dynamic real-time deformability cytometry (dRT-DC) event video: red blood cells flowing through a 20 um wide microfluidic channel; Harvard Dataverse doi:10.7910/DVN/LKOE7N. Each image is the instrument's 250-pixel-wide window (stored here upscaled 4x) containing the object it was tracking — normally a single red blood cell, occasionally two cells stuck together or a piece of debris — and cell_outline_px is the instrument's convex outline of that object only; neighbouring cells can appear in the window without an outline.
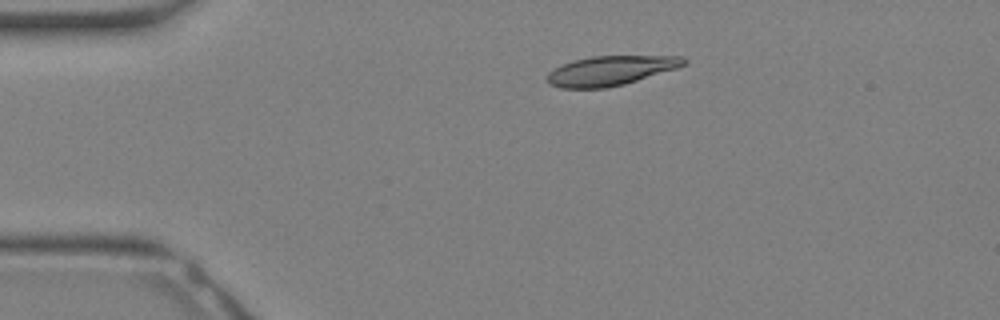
{"species": "Egyptian fruit bat (a non-hibernating species)", "species_latin": "Rousettus aegyptiacus", "temperature_condition": "warm", "stored_images_in_passage": 27, "camera_frame_rate_fps": 3000, "um_per_image_px": 0.085, "animal": {"sex": "female"}, "frame": {"image": 1, "passage_image": 1, "time_ms": 0.0, "image_size_px": [1000, 320], "cell_outline_px": [[688, 60], [684, 64], [676, 68], [624, 84], [608, 88], [560, 88], [548, 84], [548, 72], [564, 64], [576, 60], [592, 56], [684, 56]], "centroid_in_image_um": [51.9, 6.01], "position_along_channel_um": 33.1, "area_um2": 23.24}}
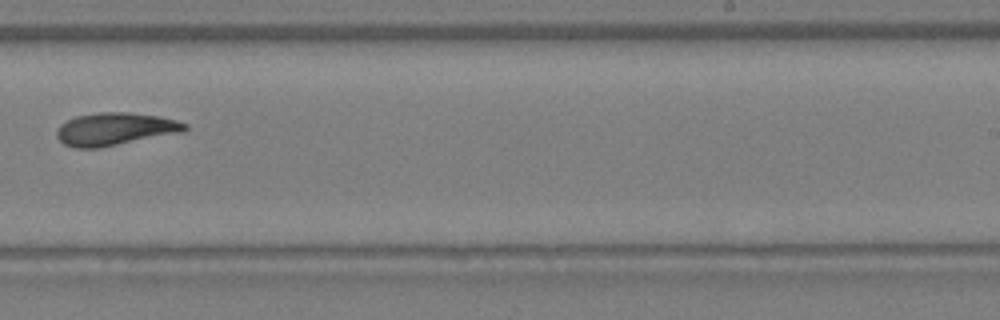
{"frame": {"image": 2, "passage_image": 15, "time_ms": 4.667, "image_size_px": [1000, 320], "cell_outline_px": [[188, 128], [184, 132], [100, 148], [72, 148], [64, 144], [56, 136], [56, 132], [60, 124], [76, 116], [100, 112], [128, 112], [160, 116], [176, 120], [188, 124]], "centroid_in_image_um": [9.8, 10.97], "position_along_channel_um": 279.2, "area_um2": 24.62}}
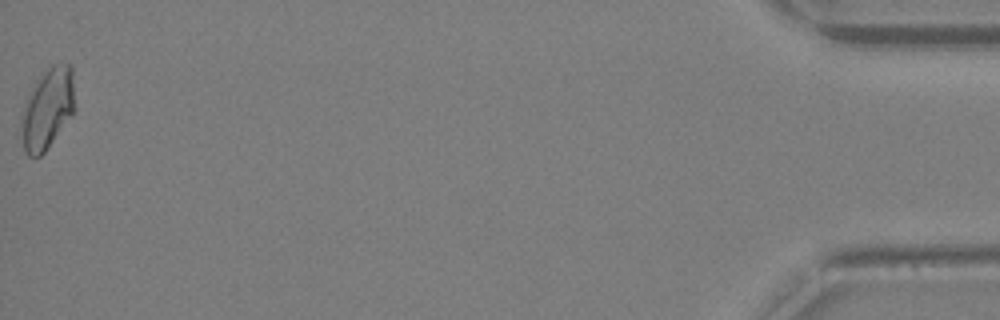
{"frame": {"image": 3, "passage_image": 27, "time_ms": 8.667, "image_size_px": [1000, 320], "cell_outline_px": [[76, 108], [72, 116], [44, 152], [40, 156], [28, 156], [24, 152], [20, 120], [28, 92], [40, 76], [52, 64], [72, 64]], "centroid_in_image_um": [4.05, 9.22], "position_along_channel_um": 431.1, "area_um2": 25.49}}